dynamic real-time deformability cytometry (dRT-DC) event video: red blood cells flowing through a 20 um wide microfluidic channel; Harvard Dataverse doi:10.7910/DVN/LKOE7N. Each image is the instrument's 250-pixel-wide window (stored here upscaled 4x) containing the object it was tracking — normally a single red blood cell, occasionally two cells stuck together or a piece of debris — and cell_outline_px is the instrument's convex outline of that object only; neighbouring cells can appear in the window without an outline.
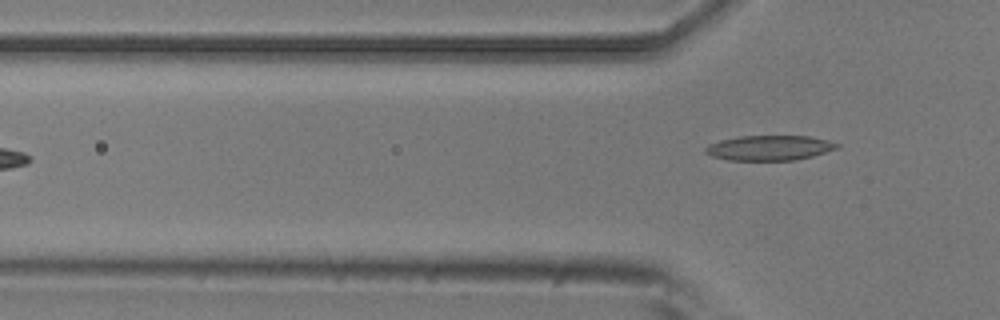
{"species": "common noctule bat (a hibernating species)", "species_latin": "Nyctalus noctula", "temperature_condition": "room temperature", "stored_images_in_passage": 5, "camera_frame_rate_fps": 3000, "um_per_image_px": 0.085, "animal": {"sex": "male", "body_mass_g": 20.5, "forearm_length_mm": 52.5}, "frame": {"image": 1, "passage_image": 5, "time_ms": 1.333, "image_size_px": [1000, 320], "cell_outline_px": [[840, 148], [812, 156], [792, 160], [728, 160], [712, 156], [704, 152], [704, 148], [708, 144], [720, 140], [740, 136], [812, 136], [828, 140], [840, 144]], "centroid_in_image_um": [65.41, 12.56], "position_along_channel_um": 60.4, "area_um2": 19.25}}